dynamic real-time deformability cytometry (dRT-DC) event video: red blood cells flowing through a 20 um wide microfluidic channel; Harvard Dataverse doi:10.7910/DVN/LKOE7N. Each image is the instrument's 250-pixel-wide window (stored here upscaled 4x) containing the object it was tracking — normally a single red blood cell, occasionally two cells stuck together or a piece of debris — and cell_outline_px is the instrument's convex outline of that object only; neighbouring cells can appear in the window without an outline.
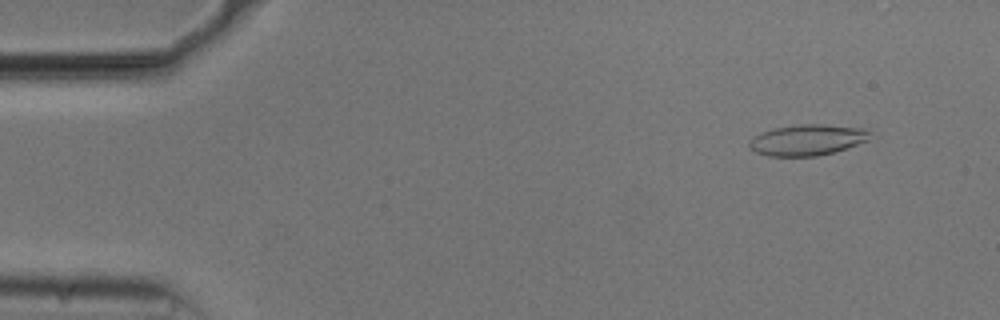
{"species": "common noctule bat (a hibernating species)", "species_latin": "Nyctalus noctula", "temperature_condition": "cold", "stored_images_in_passage": 14, "camera_frame_rate_fps": 3000, "um_per_image_px": 0.085, "animal": {"sex": "male", "body_mass_g": 20.5, "forearm_length_mm": 52.5}, "frame": {"image": 1, "passage_image": 5, "time_ms": 1.333, "image_size_px": [1000, 320], "cell_outline_px": [[868, 140], [832, 152], [816, 156], [768, 156], [756, 152], [748, 148], [748, 140], [760, 132], [776, 128], [800, 124], [820, 124], [864, 128], [868, 132]], "centroid_in_image_um": [68.53, 11.89], "position_along_channel_um": 16.5, "area_um2": 21.5}}